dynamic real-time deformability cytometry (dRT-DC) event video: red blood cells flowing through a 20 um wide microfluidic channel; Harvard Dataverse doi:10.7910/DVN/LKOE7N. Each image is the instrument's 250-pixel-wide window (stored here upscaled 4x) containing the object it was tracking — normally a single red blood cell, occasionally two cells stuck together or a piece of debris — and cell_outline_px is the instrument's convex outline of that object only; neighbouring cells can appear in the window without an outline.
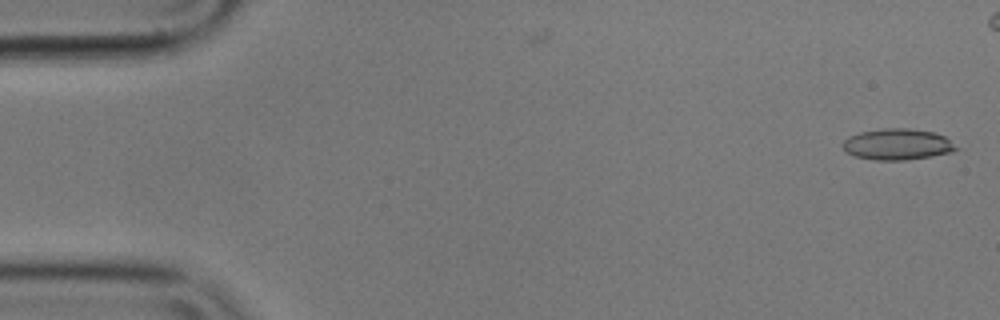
{"species": "common noctule bat (a hibernating species)", "species_latin": "Nyctalus noctula", "temperature_condition": "cold", "stored_images_in_passage": 49, "camera_frame_rate_fps": 3000, "um_per_image_px": 0.085, "animal": {"sex": "male", "body_mass_g": 17.9}, "frame": {"image": 1, "passage_image": 1, "time_ms": 0.0, "image_size_px": [1000, 320], "cell_outline_px": [[960, 148], [952, 152], [908, 160], [876, 160], [856, 156], [848, 152], [844, 148], [844, 140], [848, 136], [860, 132], [884, 128], [908, 128], [932, 132], [944, 136]], "centroid_in_image_um": [76.31, 12.26], "position_along_channel_um": 8.7, "area_um2": 20.4}}
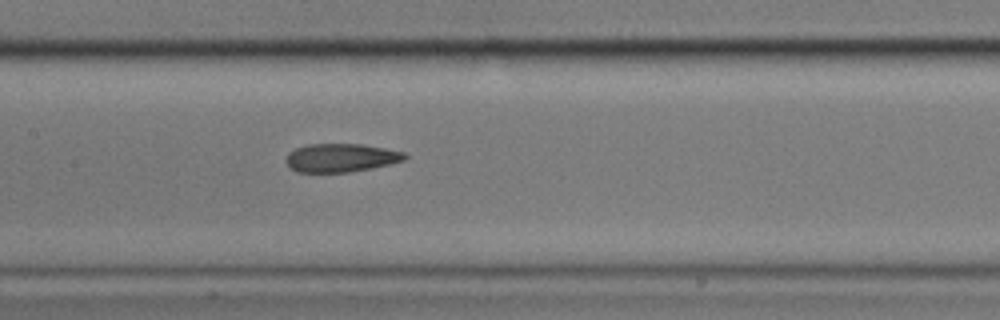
{"frame": {"image": 2, "passage_image": 26, "time_ms": 8.333, "image_size_px": [1000, 320], "cell_outline_px": [[408, 156], [404, 160], [392, 164], [372, 168], [348, 172], [296, 172], [284, 160], [288, 152], [296, 148], [308, 144], [360, 144], [384, 148], [404, 152]], "centroid_in_image_um": [28.98, 13.41], "position_along_channel_um": 178.4, "area_um2": 19.71}}
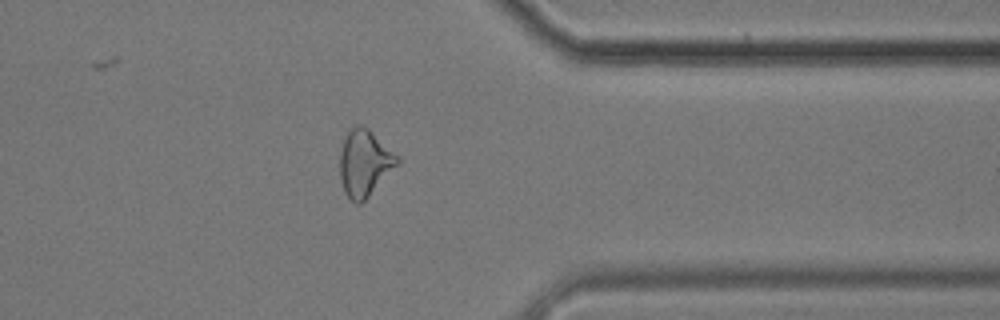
{"frame": {"image": 3, "passage_image": 44, "time_ms": 14.333, "image_size_px": [1000, 320], "cell_outline_px": [[400, 164], [360, 204], [356, 204], [344, 192], [340, 180], [340, 152], [344, 136], [348, 128], [356, 124], [368, 128], [400, 156]], "centroid_in_image_um": [31.0, 13.82], "position_along_channel_um": 380.4, "area_um2": 22.6}}